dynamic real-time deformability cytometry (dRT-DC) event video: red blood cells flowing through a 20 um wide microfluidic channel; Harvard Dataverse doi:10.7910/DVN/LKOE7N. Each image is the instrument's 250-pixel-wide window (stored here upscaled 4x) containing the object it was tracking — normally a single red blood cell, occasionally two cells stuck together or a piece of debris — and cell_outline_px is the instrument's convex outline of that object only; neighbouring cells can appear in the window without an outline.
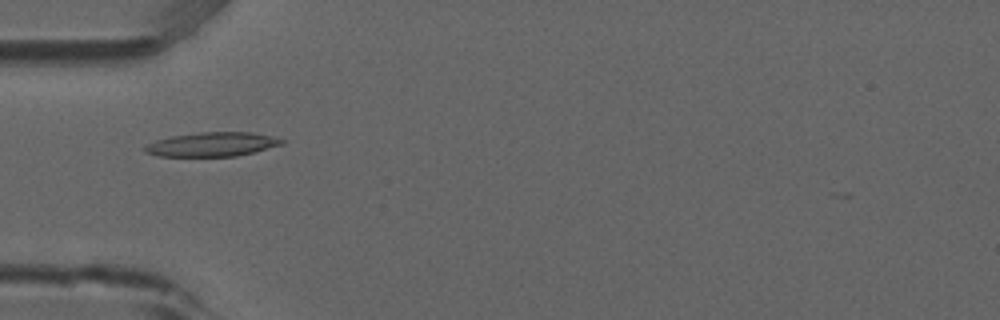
{"species": "common noctule bat (a hibernating species)", "species_latin": "Nyctalus noctula", "temperature_condition": "room temperature", "stored_images_in_passage": 5, "camera_frame_rate_fps": 3000, "um_per_image_px": 0.085, "animal": {"sex": "male", "forearm_length_mm": 52.5}, "frame": {"image": 1, "passage_image": 5, "time_ms": 1.333, "image_size_px": [1000, 320], "cell_outline_px": [[284, 144], [236, 156], [160, 156], [144, 152], [144, 148], [148, 144], [156, 140], [172, 136], [200, 132], [252, 132], [272, 136], [284, 140]], "centroid_in_image_um": [18.04, 12.26], "position_along_channel_um": 67.0, "area_um2": 19.07}}